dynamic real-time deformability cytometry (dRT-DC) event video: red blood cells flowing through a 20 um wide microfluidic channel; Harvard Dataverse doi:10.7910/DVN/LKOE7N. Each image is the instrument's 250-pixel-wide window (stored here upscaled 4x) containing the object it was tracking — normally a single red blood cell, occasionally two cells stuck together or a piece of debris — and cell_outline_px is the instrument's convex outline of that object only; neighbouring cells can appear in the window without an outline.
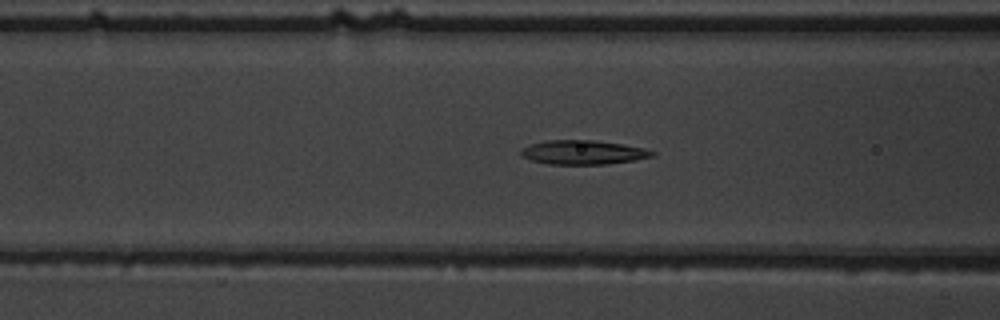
{"species": "common noctule bat (a hibernating species)", "species_latin": "Nyctalus noctula", "temperature_condition": "warm", "stored_images_in_passage": 45, "camera_frame_rate_fps": 3000, "um_per_image_px": 0.085, "animal": {"sex": "male", "body_mass_g": 19.5, "forearm_length_mm": 54.6}, "frame": {"image": 1, "passage_image": 13, "time_ms": 4.0, "image_size_px": [1000, 320], "cell_outline_px": [[656, 156], [636, 160], [608, 164], [548, 164], [532, 160], [520, 156], [520, 148], [532, 144], [548, 140], [592, 140], [620, 144], [644, 148], [656, 152]], "centroid_in_image_um": [49.57, 12.95], "position_along_channel_um": 117.0, "area_um2": 18.5}}
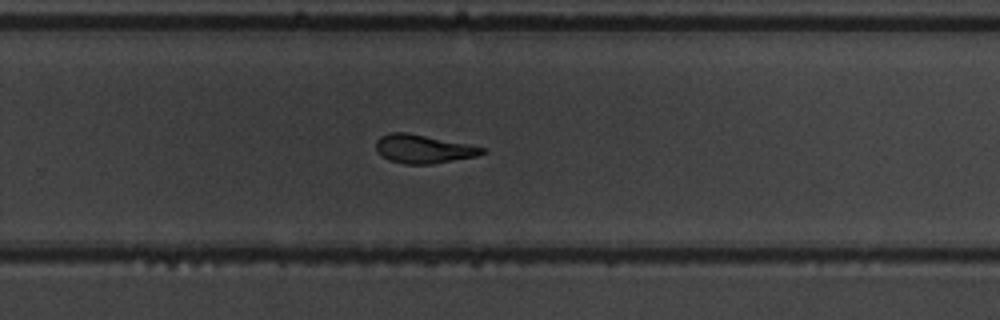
{"frame": {"image": 2, "passage_image": 27, "time_ms": 8.667, "image_size_px": [1000, 320], "cell_outline_px": [[488, 152], [476, 156], [432, 164], [404, 164], [388, 160], [380, 156], [376, 148], [376, 140], [380, 136], [388, 132], [408, 132], [488, 148]], "centroid_in_image_um": [35.98, 12.65], "position_along_channel_um": 293.8, "area_um2": 17.92}}
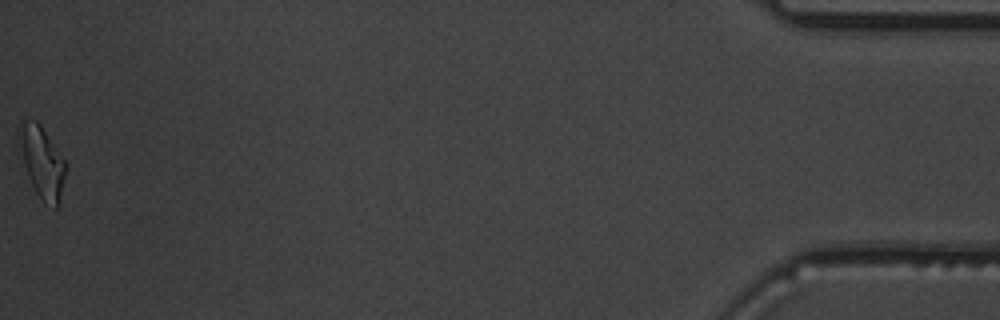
{"frame": {"image": 3, "passage_image": 45, "time_ms": 14.667, "image_size_px": [1000, 320], "cell_outline_px": [[68, 168], [56, 208], [40, 200], [28, 176], [24, 164], [16, 132], [16, 128], [20, 120], [36, 120], [40, 124], [68, 164]], "centroid_in_image_um": [3.56, 13.71], "position_along_channel_um": 431.6, "area_um2": 19.54}, "authors_computed_cell_mechanics": {"area_um2": 18.496, "velocity_mm_per_s": 3.8, "shape_relaxation_time_tau1_ms": 5.273, "shape_relaxation_time_tau2_ms": 2.369, "deformation_change_tau1": 0.2246, "deformation_change_tau2": 0.1298}}